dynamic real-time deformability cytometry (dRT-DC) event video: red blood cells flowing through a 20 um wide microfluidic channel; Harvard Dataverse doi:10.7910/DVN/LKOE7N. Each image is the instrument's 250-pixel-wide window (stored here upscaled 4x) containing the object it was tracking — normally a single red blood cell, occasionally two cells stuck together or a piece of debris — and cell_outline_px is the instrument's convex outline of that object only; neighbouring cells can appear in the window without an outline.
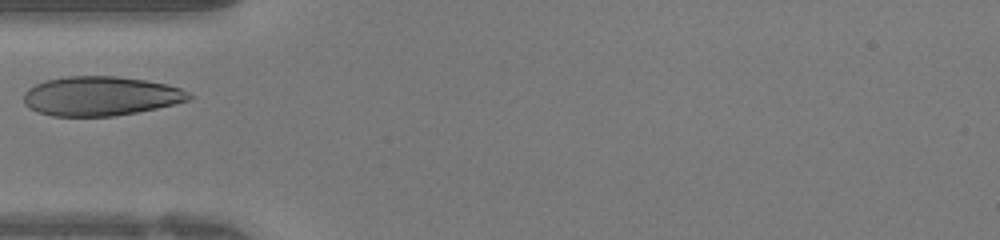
{"species": "human", "species_latin": "Homo sapiens", "temperature_condition": "warm", "stored_images_in_passage": 22, "camera_frame_rate_fps": 3000, "um_per_image_px": 0.085, "donor": {"sex": "female"}, "frame": {"image": 1, "passage_image": 1, "time_ms": 0.0, "image_size_px": [1000, 240], "cell_outline_px": [[196, 96], [192, 100], [156, 108], [136, 112], [112, 116], [52, 116], [28, 108], [24, 104], [24, 92], [28, 88], [44, 80], [68, 76], [116, 76], [144, 80], [164, 84], [180, 88]], "centroid_in_image_um": [8.55, 8.16], "position_along_channel_um": 76.4, "area_um2": 37.92}}
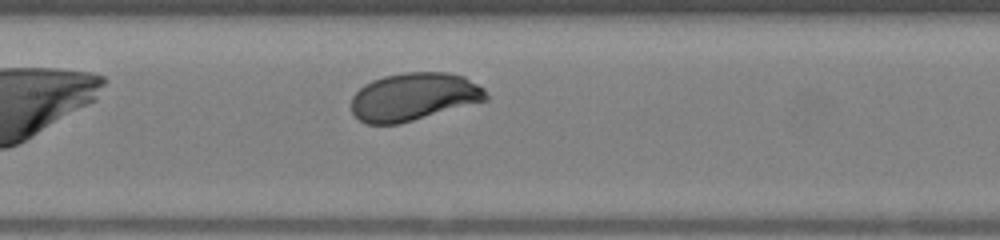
{"frame": {"image": 2, "passage_image": 7, "time_ms": 2.0, "image_size_px": [1000, 240], "cell_outline_px": [[488, 100], [400, 124], [364, 124], [352, 112], [352, 96], [364, 84], [372, 80], [384, 76], [404, 72], [448, 72], [464, 76], [484, 88], [488, 96]], "centroid_in_image_um": [35.18, 8.22], "position_along_channel_um": 172.2, "area_um2": 37.74}}
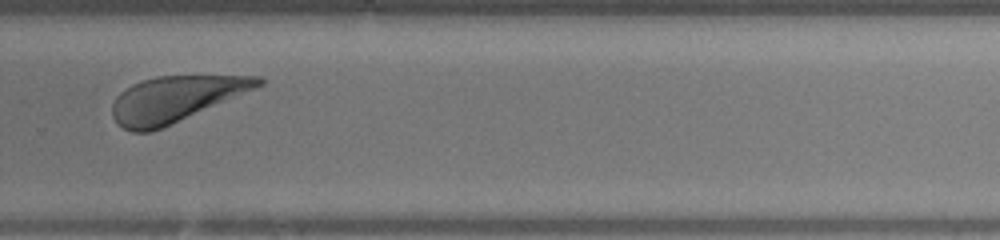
{"frame": {"image": 3, "passage_image": 16, "time_ms": 5.0, "image_size_px": [1000, 240], "cell_outline_px": [[264, 84], [152, 132], [132, 132], [116, 124], [112, 116], [112, 104], [116, 96], [124, 88], [140, 80], [156, 76], [260, 76], [264, 80]], "centroid_in_image_um": [14.83, 8.41], "position_along_channel_um": 315.0, "area_um2": 38.44}}